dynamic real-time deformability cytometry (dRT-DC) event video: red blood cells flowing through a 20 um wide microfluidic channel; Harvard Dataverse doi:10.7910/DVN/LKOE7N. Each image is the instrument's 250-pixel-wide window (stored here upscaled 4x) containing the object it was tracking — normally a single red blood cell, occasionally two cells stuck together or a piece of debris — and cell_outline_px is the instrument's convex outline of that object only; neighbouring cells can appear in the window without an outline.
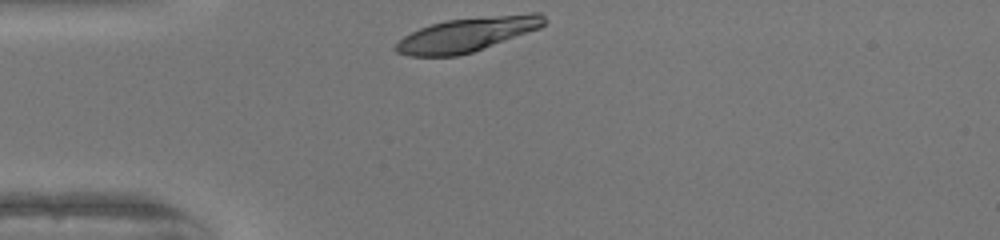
{"species": "human", "species_latin": "Homo sapiens", "temperature_condition": "warm", "stored_images_in_passage": 28, "camera_frame_rate_fps": 3000, "um_per_image_px": 0.085, "donor": {"sex": "female"}, "frame": {"image": 1, "passage_image": 1, "time_ms": 0.0, "image_size_px": [1000, 240], "cell_outline_px": [[548, 20], [540, 28], [472, 52], [456, 56], [408, 56], [396, 52], [392, 48], [404, 36], [420, 28], [432, 24], [448, 20], [532, 12], [540, 12]], "centroid_in_image_um": [39.72, 2.93], "position_along_channel_um": 45.3, "area_um2": 29.36}}
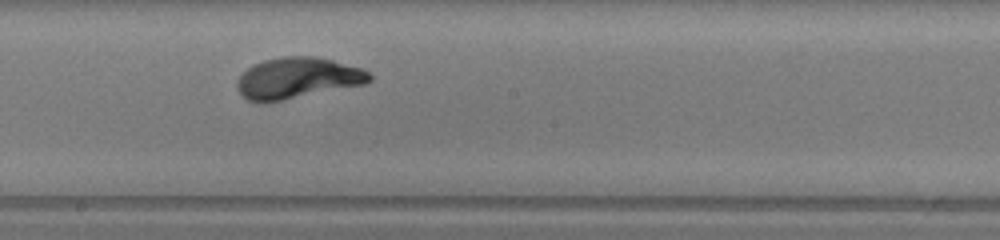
{"frame": {"image": 2, "passage_image": 16, "time_ms": 5.0, "image_size_px": [1000, 240], "cell_outline_px": [[372, 80], [364, 84], [280, 100], [248, 100], [240, 96], [236, 88], [236, 84], [240, 76], [252, 64], [264, 60], [284, 56], [316, 56], [364, 68], [372, 76]], "centroid_in_image_um": [25.3, 6.6], "position_along_channel_um": 222.9, "area_um2": 31.27}}
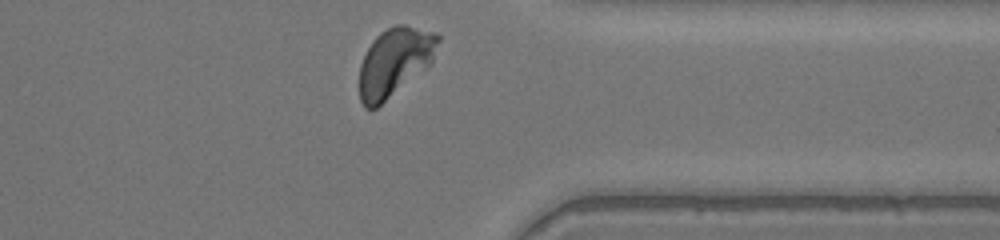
{"frame": {"image": 3, "passage_image": 28, "time_ms": 9.0, "image_size_px": [1000, 240], "cell_outline_px": [[440, 40], [432, 64], [376, 108], [364, 108], [360, 100], [360, 64], [372, 40], [380, 32], [396, 24], [404, 24], [436, 32], [440, 36]], "centroid_in_image_um": [33.57, 5.24], "position_along_channel_um": 377.8, "area_um2": 31.5}, "authors_computed_cell_mechanics": {"area_um2": 30.8652, "velocity_mm_per_s": 4.0204, "shape_relaxation_time_tau1_ms": 3.0899, "shape_relaxation_time_tau2_ms": null, "deformation_change_tau1": 0.2091, "deformation_change_tau2": null}}